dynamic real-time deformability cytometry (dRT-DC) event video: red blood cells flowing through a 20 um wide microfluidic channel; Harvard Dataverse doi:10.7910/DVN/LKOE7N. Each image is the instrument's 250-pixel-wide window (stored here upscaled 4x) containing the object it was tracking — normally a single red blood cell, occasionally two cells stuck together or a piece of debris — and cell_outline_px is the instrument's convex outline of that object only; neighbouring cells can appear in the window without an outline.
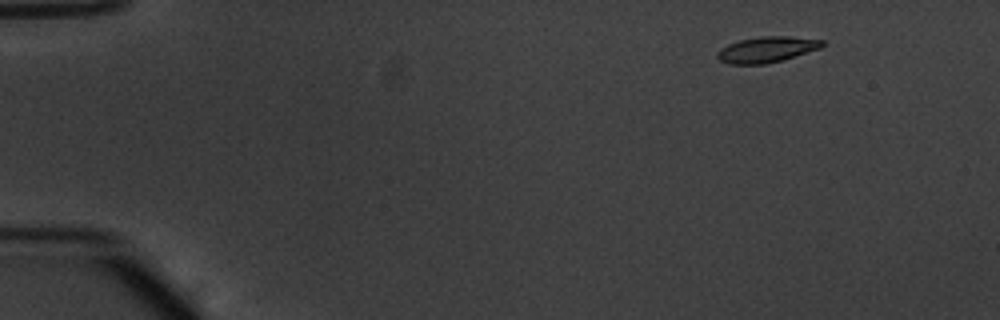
{"species": "common noctule bat (a hibernating species)", "species_latin": "Nyctalus noctula", "temperature_condition": "warm", "stored_images_in_passage": 13, "camera_frame_rate_fps": 3000, "um_per_image_px": 0.085, "animal": {"sex": "male", "body_mass_g": 20.1, "forearm_length_mm": 53.5}, "frame": {"image": 1, "passage_image": 1, "time_ms": 0.0, "image_size_px": [1000, 320], "cell_outline_px": [[824, 44], [820, 48], [784, 60], [764, 64], [728, 64], [720, 60], [716, 56], [716, 52], [720, 48], [728, 44], [740, 40], [760, 36], [788, 36], [824, 40]], "centroid_in_image_um": [65.15, 4.21], "position_along_channel_um": 19.8, "area_um2": 15.84}}
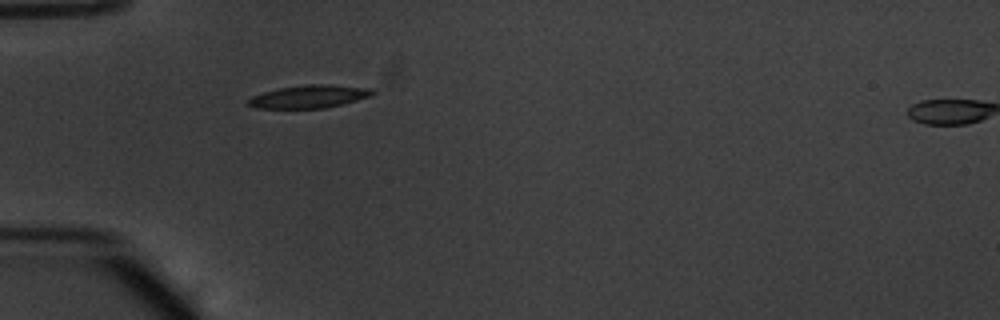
{"frame": {"image": 2, "passage_image": 12, "time_ms": 3.667, "image_size_px": [1000, 320], "cell_outline_px": [[376, 92], [372, 96], [324, 108], [256, 108], [248, 104], [248, 100], [252, 96], [264, 92], [280, 88], [308, 84], [320, 84], [372, 88]], "centroid_in_image_um": [26.3, 8.2], "position_along_channel_um": 58.7, "area_um2": 16.3}}